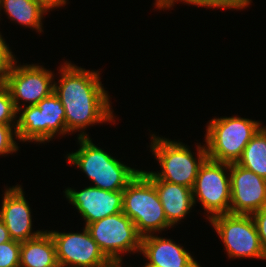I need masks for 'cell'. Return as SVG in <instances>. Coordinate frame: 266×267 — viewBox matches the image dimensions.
<instances>
[{
    "instance_id": "6da1fadb",
    "label": "cell",
    "mask_w": 266,
    "mask_h": 267,
    "mask_svg": "<svg viewBox=\"0 0 266 267\" xmlns=\"http://www.w3.org/2000/svg\"><path fill=\"white\" fill-rule=\"evenodd\" d=\"M60 71L62 78L59 86L54 82V93L64 107L68 132L113 120L109 97L98 71H88L71 63H65Z\"/></svg>"
},
{
    "instance_id": "7a4b0ae2",
    "label": "cell",
    "mask_w": 266,
    "mask_h": 267,
    "mask_svg": "<svg viewBox=\"0 0 266 267\" xmlns=\"http://www.w3.org/2000/svg\"><path fill=\"white\" fill-rule=\"evenodd\" d=\"M78 140L79 150L68 154L67 159L86 173L94 187L108 191L124 190L140 172L98 148L84 132L79 134Z\"/></svg>"
},
{
    "instance_id": "3957f363",
    "label": "cell",
    "mask_w": 266,
    "mask_h": 267,
    "mask_svg": "<svg viewBox=\"0 0 266 267\" xmlns=\"http://www.w3.org/2000/svg\"><path fill=\"white\" fill-rule=\"evenodd\" d=\"M122 212L132 220L141 237L172 226L153 182L142 170L123 190Z\"/></svg>"
},
{
    "instance_id": "277c9868",
    "label": "cell",
    "mask_w": 266,
    "mask_h": 267,
    "mask_svg": "<svg viewBox=\"0 0 266 267\" xmlns=\"http://www.w3.org/2000/svg\"><path fill=\"white\" fill-rule=\"evenodd\" d=\"M260 125V122L236 116L212 119L205 136L208 158L237 163L245 146L261 128Z\"/></svg>"
},
{
    "instance_id": "5b68a950",
    "label": "cell",
    "mask_w": 266,
    "mask_h": 267,
    "mask_svg": "<svg viewBox=\"0 0 266 267\" xmlns=\"http://www.w3.org/2000/svg\"><path fill=\"white\" fill-rule=\"evenodd\" d=\"M151 149L159 161L161 173L151 172L157 179L193 189L199 169L208 158L206 147L197 146L198 159L182 143L152 135Z\"/></svg>"
},
{
    "instance_id": "8992f818",
    "label": "cell",
    "mask_w": 266,
    "mask_h": 267,
    "mask_svg": "<svg viewBox=\"0 0 266 267\" xmlns=\"http://www.w3.org/2000/svg\"><path fill=\"white\" fill-rule=\"evenodd\" d=\"M24 109L15 123L14 133L20 141L45 142L51 140L60 131L67 134L65 110L58 96L52 92L37 105Z\"/></svg>"
},
{
    "instance_id": "52a82bcc",
    "label": "cell",
    "mask_w": 266,
    "mask_h": 267,
    "mask_svg": "<svg viewBox=\"0 0 266 267\" xmlns=\"http://www.w3.org/2000/svg\"><path fill=\"white\" fill-rule=\"evenodd\" d=\"M209 221L223 240L230 258L266 259L251 215L226 213L213 216Z\"/></svg>"
},
{
    "instance_id": "ba28073f",
    "label": "cell",
    "mask_w": 266,
    "mask_h": 267,
    "mask_svg": "<svg viewBox=\"0 0 266 267\" xmlns=\"http://www.w3.org/2000/svg\"><path fill=\"white\" fill-rule=\"evenodd\" d=\"M86 228L108 259L121 258L119 254L127 251H141L142 237L123 212L90 223Z\"/></svg>"
},
{
    "instance_id": "9c48e42d",
    "label": "cell",
    "mask_w": 266,
    "mask_h": 267,
    "mask_svg": "<svg viewBox=\"0 0 266 267\" xmlns=\"http://www.w3.org/2000/svg\"><path fill=\"white\" fill-rule=\"evenodd\" d=\"M225 169H230V163L207 158L199 169L192 189L194 204L198 198L204 209L212 214L209 219L229 213L230 210V174L226 175Z\"/></svg>"
},
{
    "instance_id": "30bf717a",
    "label": "cell",
    "mask_w": 266,
    "mask_h": 267,
    "mask_svg": "<svg viewBox=\"0 0 266 267\" xmlns=\"http://www.w3.org/2000/svg\"><path fill=\"white\" fill-rule=\"evenodd\" d=\"M15 60L3 82L10 91L15 109L20 110L19 100L29 102V106L37 105L45 97L54 92L53 74L42 66H16ZM15 65V66H14Z\"/></svg>"
},
{
    "instance_id": "8fae6325",
    "label": "cell",
    "mask_w": 266,
    "mask_h": 267,
    "mask_svg": "<svg viewBox=\"0 0 266 267\" xmlns=\"http://www.w3.org/2000/svg\"><path fill=\"white\" fill-rule=\"evenodd\" d=\"M231 214L252 215L266 206V179L230 163Z\"/></svg>"
},
{
    "instance_id": "7c38bea8",
    "label": "cell",
    "mask_w": 266,
    "mask_h": 267,
    "mask_svg": "<svg viewBox=\"0 0 266 267\" xmlns=\"http://www.w3.org/2000/svg\"><path fill=\"white\" fill-rule=\"evenodd\" d=\"M49 233L55 242L57 261L63 267H99L108 259L86 226L83 233Z\"/></svg>"
},
{
    "instance_id": "4fadbf2b",
    "label": "cell",
    "mask_w": 266,
    "mask_h": 267,
    "mask_svg": "<svg viewBox=\"0 0 266 267\" xmlns=\"http://www.w3.org/2000/svg\"><path fill=\"white\" fill-rule=\"evenodd\" d=\"M65 195L86 220L85 226L123 209V190L108 191L89 186L78 192L67 188Z\"/></svg>"
},
{
    "instance_id": "5bb4252c",
    "label": "cell",
    "mask_w": 266,
    "mask_h": 267,
    "mask_svg": "<svg viewBox=\"0 0 266 267\" xmlns=\"http://www.w3.org/2000/svg\"><path fill=\"white\" fill-rule=\"evenodd\" d=\"M0 218L8 229L11 240L25 242L43 232H31L30 207L20 186H15L5 191L0 209Z\"/></svg>"
},
{
    "instance_id": "9a60e30c",
    "label": "cell",
    "mask_w": 266,
    "mask_h": 267,
    "mask_svg": "<svg viewBox=\"0 0 266 267\" xmlns=\"http://www.w3.org/2000/svg\"><path fill=\"white\" fill-rule=\"evenodd\" d=\"M140 252L149 260L144 267H201L179 244L152 234L141 238Z\"/></svg>"
},
{
    "instance_id": "2e32d148",
    "label": "cell",
    "mask_w": 266,
    "mask_h": 267,
    "mask_svg": "<svg viewBox=\"0 0 266 267\" xmlns=\"http://www.w3.org/2000/svg\"><path fill=\"white\" fill-rule=\"evenodd\" d=\"M154 184L167 221L173 226L189 213L193 202L192 189L157 179L151 172L142 171Z\"/></svg>"
},
{
    "instance_id": "e0dca14e",
    "label": "cell",
    "mask_w": 266,
    "mask_h": 267,
    "mask_svg": "<svg viewBox=\"0 0 266 267\" xmlns=\"http://www.w3.org/2000/svg\"><path fill=\"white\" fill-rule=\"evenodd\" d=\"M57 263L56 246L49 231L21 242L20 267H49Z\"/></svg>"
},
{
    "instance_id": "ac0fdd59",
    "label": "cell",
    "mask_w": 266,
    "mask_h": 267,
    "mask_svg": "<svg viewBox=\"0 0 266 267\" xmlns=\"http://www.w3.org/2000/svg\"><path fill=\"white\" fill-rule=\"evenodd\" d=\"M5 12L18 23L42 31V18L46 11L35 0H1Z\"/></svg>"
},
{
    "instance_id": "d6986e66",
    "label": "cell",
    "mask_w": 266,
    "mask_h": 267,
    "mask_svg": "<svg viewBox=\"0 0 266 267\" xmlns=\"http://www.w3.org/2000/svg\"><path fill=\"white\" fill-rule=\"evenodd\" d=\"M241 167L266 179V128L261 127L245 146L237 161Z\"/></svg>"
},
{
    "instance_id": "ffe728a7",
    "label": "cell",
    "mask_w": 266,
    "mask_h": 267,
    "mask_svg": "<svg viewBox=\"0 0 266 267\" xmlns=\"http://www.w3.org/2000/svg\"><path fill=\"white\" fill-rule=\"evenodd\" d=\"M18 114L7 86L0 82V124L13 125ZM13 122V124H11Z\"/></svg>"
},
{
    "instance_id": "44dd1931",
    "label": "cell",
    "mask_w": 266,
    "mask_h": 267,
    "mask_svg": "<svg viewBox=\"0 0 266 267\" xmlns=\"http://www.w3.org/2000/svg\"><path fill=\"white\" fill-rule=\"evenodd\" d=\"M20 248L15 240L0 244V267H20Z\"/></svg>"
},
{
    "instance_id": "7402d4cb",
    "label": "cell",
    "mask_w": 266,
    "mask_h": 267,
    "mask_svg": "<svg viewBox=\"0 0 266 267\" xmlns=\"http://www.w3.org/2000/svg\"><path fill=\"white\" fill-rule=\"evenodd\" d=\"M13 126L0 124V155L13 153L18 150V146L13 138Z\"/></svg>"
},
{
    "instance_id": "603a6c76",
    "label": "cell",
    "mask_w": 266,
    "mask_h": 267,
    "mask_svg": "<svg viewBox=\"0 0 266 267\" xmlns=\"http://www.w3.org/2000/svg\"><path fill=\"white\" fill-rule=\"evenodd\" d=\"M14 60L15 57L0 34V82L5 81Z\"/></svg>"
},
{
    "instance_id": "cb8c5ba5",
    "label": "cell",
    "mask_w": 266,
    "mask_h": 267,
    "mask_svg": "<svg viewBox=\"0 0 266 267\" xmlns=\"http://www.w3.org/2000/svg\"><path fill=\"white\" fill-rule=\"evenodd\" d=\"M251 216L255 222L262 249L266 254V206Z\"/></svg>"
},
{
    "instance_id": "d4e9b609",
    "label": "cell",
    "mask_w": 266,
    "mask_h": 267,
    "mask_svg": "<svg viewBox=\"0 0 266 267\" xmlns=\"http://www.w3.org/2000/svg\"><path fill=\"white\" fill-rule=\"evenodd\" d=\"M251 0H206V7L243 9Z\"/></svg>"
},
{
    "instance_id": "484cf974",
    "label": "cell",
    "mask_w": 266,
    "mask_h": 267,
    "mask_svg": "<svg viewBox=\"0 0 266 267\" xmlns=\"http://www.w3.org/2000/svg\"><path fill=\"white\" fill-rule=\"evenodd\" d=\"M177 1V0H176ZM175 0H157L155 5L161 9V8H170L174 2H176ZM180 1H184V3L186 2L187 4H193L196 6H204L206 7V0H180Z\"/></svg>"
},
{
    "instance_id": "4316f807",
    "label": "cell",
    "mask_w": 266,
    "mask_h": 267,
    "mask_svg": "<svg viewBox=\"0 0 266 267\" xmlns=\"http://www.w3.org/2000/svg\"><path fill=\"white\" fill-rule=\"evenodd\" d=\"M45 11L66 4V0H35Z\"/></svg>"
},
{
    "instance_id": "83f0119b",
    "label": "cell",
    "mask_w": 266,
    "mask_h": 267,
    "mask_svg": "<svg viewBox=\"0 0 266 267\" xmlns=\"http://www.w3.org/2000/svg\"><path fill=\"white\" fill-rule=\"evenodd\" d=\"M10 235L8 229L0 218V244L10 241Z\"/></svg>"
},
{
    "instance_id": "f1b7e54d",
    "label": "cell",
    "mask_w": 266,
    "mask_h": 267,
    "mask_svg": "<svg viewBox=\"0 0 266 267\" xmlns=\"http://www.w3.org/2000/svg\"><path fill=\"white\" fill-rule=\"evenodd\" d=\"M122 258H115V259H107L101 266L99 267H122L121 260Z\"/></svg>"
},
{
    "instance_id": "f546056e",
    "label": "cell",
    "mask_w": 266,
    "mask_h": 267,
    "mask_svg": "<svg viewBox=\"0 0 266 267\" xmlns=\"http://www.w3.org/2000/svg\"><path fill=\"white\" fill-rule=\"evenodd\" d=\"M49 267H63L59 262L56 265L49 266Z\"/></svg>"
}]
</instances>
